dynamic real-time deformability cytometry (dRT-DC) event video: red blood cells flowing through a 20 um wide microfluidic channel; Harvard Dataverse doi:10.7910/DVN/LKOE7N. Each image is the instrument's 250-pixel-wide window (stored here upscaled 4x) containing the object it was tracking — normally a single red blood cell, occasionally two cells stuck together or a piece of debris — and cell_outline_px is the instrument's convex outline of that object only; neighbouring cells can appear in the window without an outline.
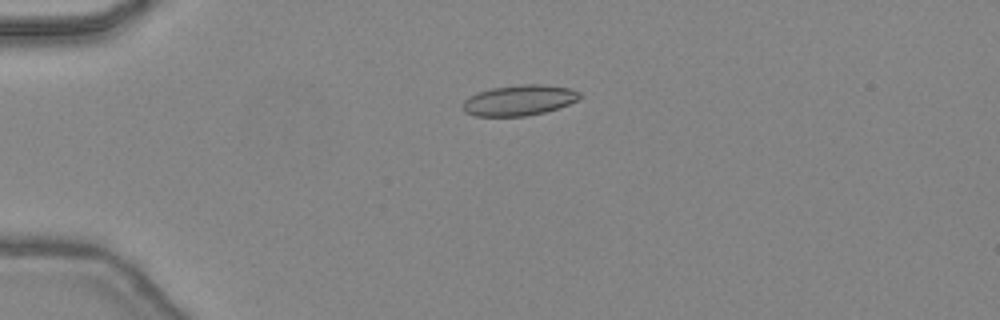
{"species": "common noctule bat (a hibernating species)", "species_latin": "Nyctalus noctula", "temperature_condition": "warm", "stored_images_in_passage": 46, "camera_frame_rate_fps": 3000, "um_per_image_px": 0.085, "animal": {"sex": "female", "body_mass_g": 24.6, "forearm_length_mm": 56.2}, "frame": {"image": 1, "passage_image": 12, "time_ms": 3.667, "image_size_px": [1000, 320], "cell_outline_px": [[580, 96], [576, 100], [568, 104], [544, 112], [524, 116], [476, 116], [464, 112], [460, 108], [464, 100], [468, 96], [476, 92], [492, 88], [520, 84], [544, 84], [572, 88], [580, 92]], "centroid_in_image_um": [44.07, 8.51], "position_along_channel_um": 40.9, "area_um2": 20.98}}
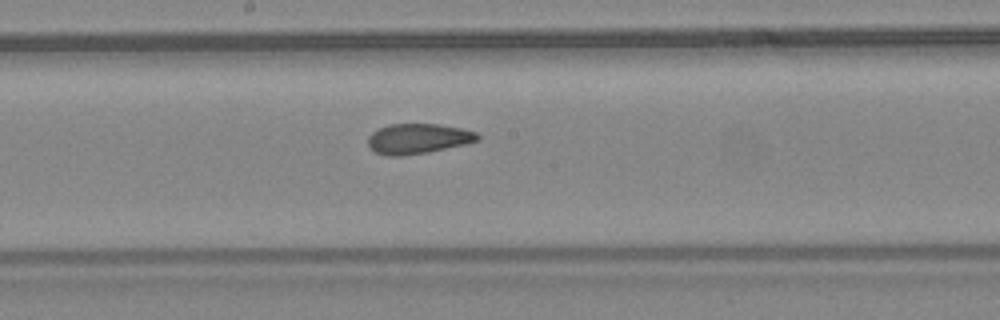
{"frame": {"image": 2, "passage_image": 26, "time_ms": 8.333, "image_size_px": [1000, 320], "cell_outline_px": [[480, 140], [464, 144], [428, 152], [400, 156], [388, 156], [376, 152], [368, 144], [368, 136], [372, 132], [388, 124], [436, 124], [460, 128], [476, 132], [480, 136]], "centroid_in_image_um": [35.53, 11.78], "position_along_channel_um": 212.7, "area_um2": 19.07}}
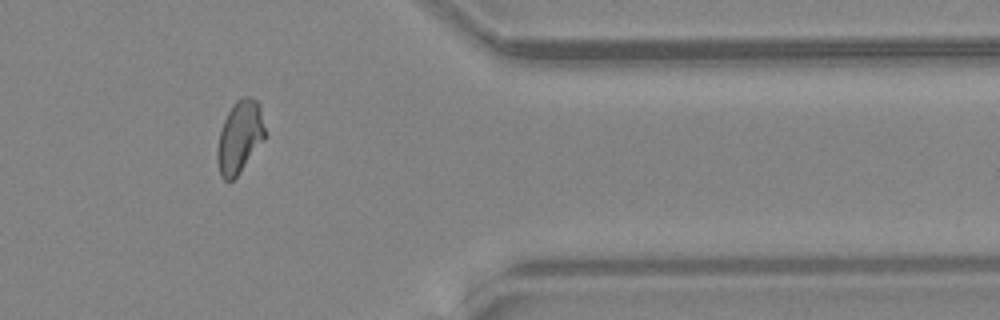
{"frame": {"image": 3, "passage_image": 39, "time_ms": 12.667, "image_size_px": [1000, 320], "cell_outline_px": [[264, 140], [236, 176], [232, 180], [224, 180], [220, 176], [216, 156], [216, 152], [220, 132], [224, 120], [232, 104], [236, 100], [244, 96], [248, 96], [256, 100], [260, 104], [264, 128]], "centroid_in_image_um": [20.35, 11.62], "position_along_channel_um": 391.0, "area_um2": 19.88}, "authors_computed_cell_mechanics": {"area_um2": 19.8832, "velocity_mm_per_s": 4.4909, "shape_relaxation_time_tau1_ms": null, "shape_relaxation_time_tau2_ms": 1.4254, "deformation_change_tau1": null, "deformation_change_tau2": 0.079}}